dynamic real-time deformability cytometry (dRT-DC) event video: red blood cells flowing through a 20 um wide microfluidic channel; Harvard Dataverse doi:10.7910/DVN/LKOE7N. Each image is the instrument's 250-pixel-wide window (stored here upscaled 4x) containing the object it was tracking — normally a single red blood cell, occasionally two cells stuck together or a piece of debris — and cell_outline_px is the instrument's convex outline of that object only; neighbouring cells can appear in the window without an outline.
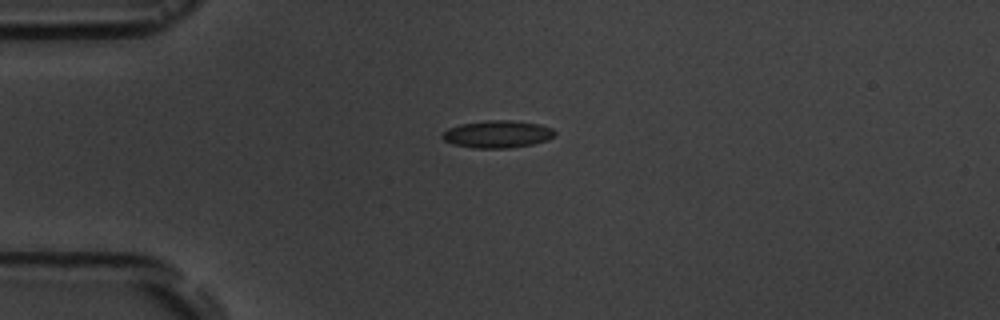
{"species": "common noctule bat (a hibernating species)", "species_latin": "Nyctalus noctula", "temperature_condition": "room temperature", "stored_images_in_passage": 1, "camera_frame_rate_fps": 3000, "um_per_image_px": 0.085, "animal": {"sex": "male", "body_mass_g": 19.5, "forearm_length_mm": 54.6}, "frame": {"image": 1, "passage_image": 1, "time_ms": 0.0, "image_size_px": [1000, 320], "cell_outline_px": [[556, 136], [548, 140], [532, 144], [512, 148], [472, 148], [452, 144], [444, 140], [440, 136], [448, 128], [460, 124], [488, 120], [512, 120], [540, 124], [552, 128], [556, 132]], "centroid_in_image_um": [42.3, 11.4], "position_along_channel_um": 42.7, "area_um2": 18.15}}